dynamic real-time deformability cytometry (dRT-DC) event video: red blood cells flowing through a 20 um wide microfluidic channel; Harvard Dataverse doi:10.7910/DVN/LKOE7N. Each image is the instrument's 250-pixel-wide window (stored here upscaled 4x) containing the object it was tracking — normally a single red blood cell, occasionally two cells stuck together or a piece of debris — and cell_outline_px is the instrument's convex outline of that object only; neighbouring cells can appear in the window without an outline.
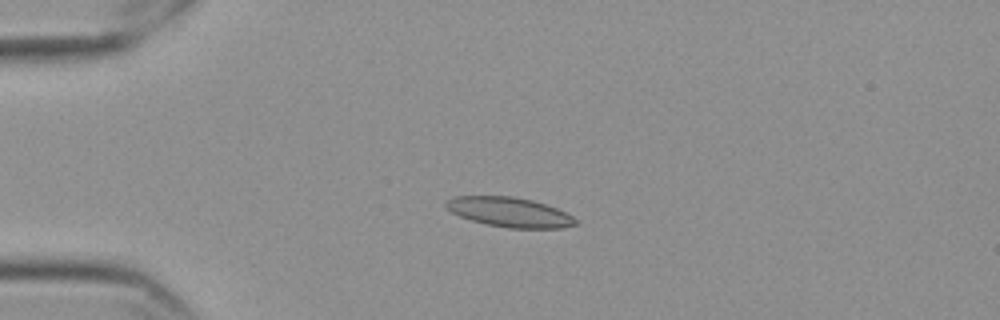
{"species": "Egyptian fruit bat (a non-hibernating species)", "species_latin": "Rousettus aegyptiacus", "temperature_condition": "cold", "stored_images_in_passage": 44, "camera_frame_rate_fps": 3000, "um_per_image_px": 0.085, "frame": {"image": 1, "passage_image": 1, "time_ms": 0.0, "image_size_px": [1000, 320], "cell_outline_px": [[576, 224], [560, 228], [508, 228], [484, 224], [460, 216], [452, 212], [444, 204], [444, 200], [456, 196], [512, 196], [532, 200], [556, 208], [572, 216], [576, 220]], "centroid_in_image_um": [43.27, 18.03], "position_along_channel_um": 41.7, "area_um2": 22.25}}
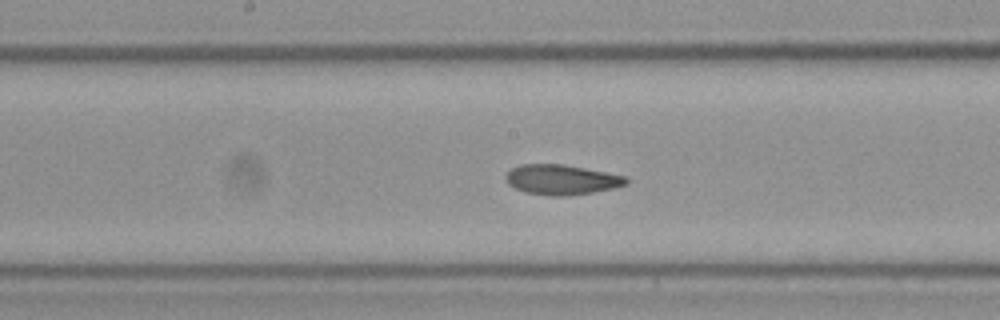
{"frame": {"image": 2, "passage_image": 17, "time_ms": 5.333, "image_size_px": [1000, 320], "cell_outline_px": [[628, 184], [612, 188], [592, 192], [564, 196], [548, 196], [524, 192], [508, 184], [504, 180], [504, 176], [512, 168], [520, 164], [564, 164], [624, 176], [628, 180]], "centroid_in_image_um": [47.67, 15.27], "position_along_channel_um": 200.5, "area_um2": 20.98}}
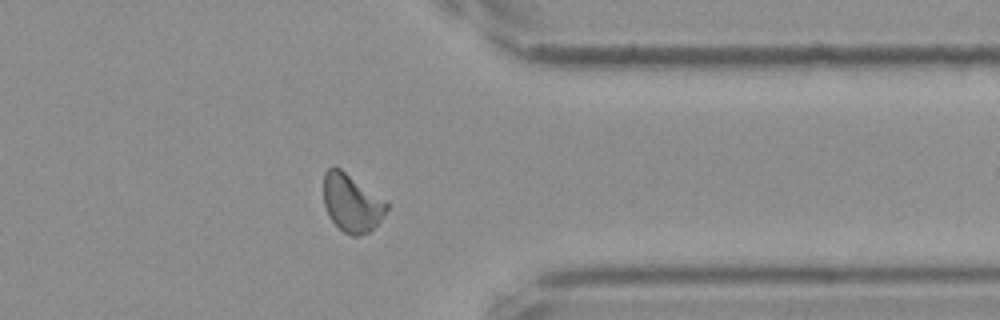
{"frame": {"image": 3, "passage_image": 33, "time_ms": 10.667, "image_size_px": [1000, 320], "cell_outline_px": [[388, 208], [380, 220], [368, 232], [360, 236], [352, 236], [344, 232], [328, 216], [324, 204], [324, 172], [332, 164], [340, 168], [388, 200]], "centroid_in_image_um": [29.9, 17.21], "position_along_channel_um": 381.5, "area_um2": 21.5}, "authors_computed_cell_mechanics": {"area_um2": 20.8947, "velocity_mm_per_s": 3.5302, "shape_relaxation_time_tau1_ms": null, "shape_relaxation_time_tau2_ms": 3.0449, "deformation_change_tau1": null, "deformation_change_tau2": 0.0848}}